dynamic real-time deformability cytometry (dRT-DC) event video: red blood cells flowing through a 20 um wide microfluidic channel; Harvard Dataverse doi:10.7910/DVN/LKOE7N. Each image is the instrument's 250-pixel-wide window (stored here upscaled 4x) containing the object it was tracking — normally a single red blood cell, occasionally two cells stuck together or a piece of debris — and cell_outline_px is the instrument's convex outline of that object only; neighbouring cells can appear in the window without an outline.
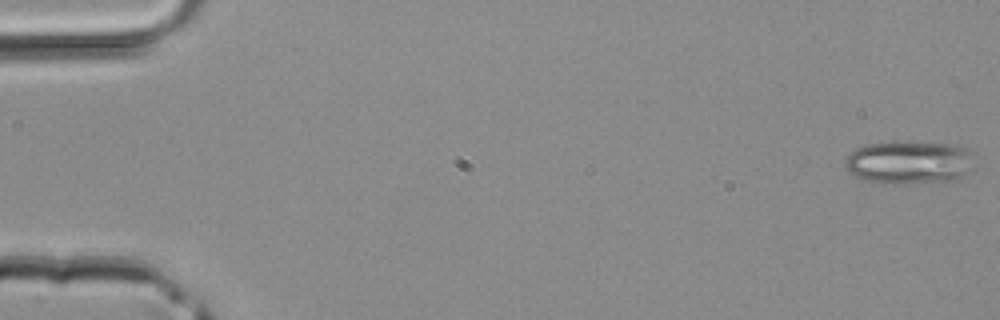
{"species": "common noctule bat (a hibernating species)", "species_latin": "Nyctalus noctula", "temperature_condition": "room temperature", "stored_images_in_passage": 11, "camera_frame_rate_fps": 3000, "um_per_image_px": 0.085, "animal": {"sex": "male", "body_mass_g": 20.4}, "frame": {"image": 1, "passage_image": 1, "time_ms": 0.0, "image_size_px": [1000, 320], "cell_outline_px": [[968, 148], [964, 172], [960, 176], [948, 180], [892, 184], [884, 184], [864, 180], [856, 176], [844, 164], [844, 160], [848, 152], [856, 148], [868, 144], [956, 144]], "centroid_in_image_um": [77.1, 13.82], "position_along_channel_um": 7.9, "area_um2": 30.63}}